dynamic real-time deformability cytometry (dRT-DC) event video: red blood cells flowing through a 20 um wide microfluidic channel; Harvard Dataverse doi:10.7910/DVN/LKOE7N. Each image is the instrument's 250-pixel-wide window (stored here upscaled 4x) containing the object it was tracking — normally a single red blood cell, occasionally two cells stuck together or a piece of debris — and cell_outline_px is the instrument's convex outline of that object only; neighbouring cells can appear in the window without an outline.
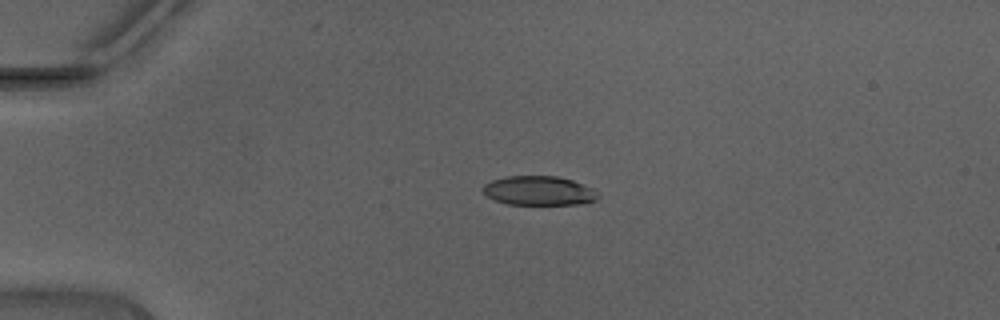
{"species": "Egyptian fruit bat (a non-hibernating species)", "species_latin": "Rousettus aegyptiacus", "temperature_condition": "warm", "stored_images_in_passage": 36, "camera_frame_rate_fps": 3000, "um_per_image_px": 0.085, "animal": {"sex": "male"}, "frame": {"image": 1, "passage_image": 1, "time_ms": 0.0, "image_size_px": [1000, 320], "cell_outline_px": [[600, 196], [596, 200], [584, 204], [508, 204], [496, 200], [488, 196], [480, 188], [484, 184], [492, 180], [504, 176], [556, 176], [572, 180], [592, 188], [600, 192]], "centroid_in_image_um": [45.83, 16.21], "position_along_channel_um": 39.2, "area_um2": 19.71}}
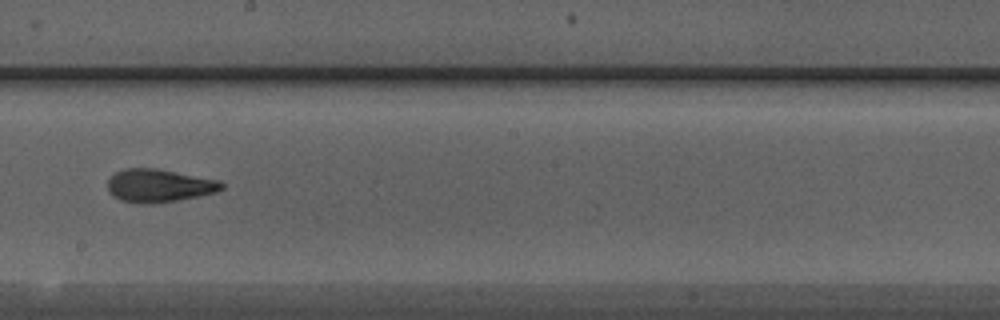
{"frame": {"image": 2, "passage_image": 17, "time_ms": 5.333, "image_size_px": [1000, 320], "cell_outline_px": [[224, 188], [216, 192], [200, 196], [152, 204], [144, 204], [120, 200], [112, 196], [108, 192], [108, 176], [124, 168], [156, 168], [220, 180], [224, 184]], "centroid_in_image_um": [13.5, 15.77], "position_along_channel_um": 234.7, "area_um2": 22.2}}
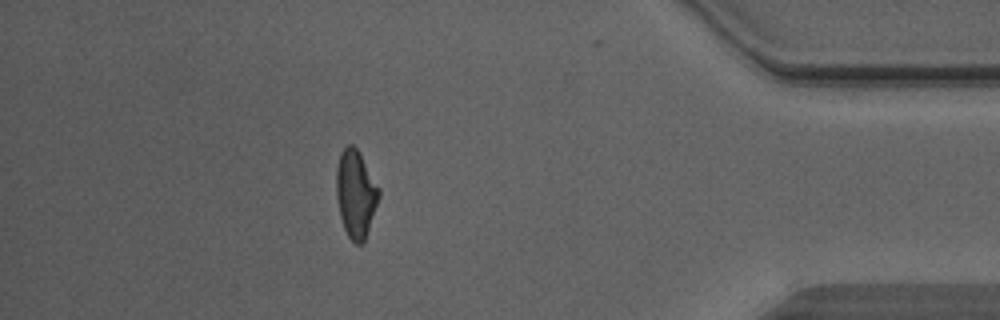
{"frame": {"image": 3, "passage_image": 31, "time_ms": 10.0, "image_size_px": [1000, 320], "cell_outline_px": [[380, 196], [364, 240], [360, 244], [356, 244], [348, 236], [344, 228], [340, 216], [336, 196], [336, 168], [340, 152], [348, 144], [352, 144], [356, 148], [380, 188]], "centroid_in_image_um": [30.22, 16.45], "position_along_channel_um": 405.0, "area_um2": 21.5}, "authors_computed_cell_mechanics": {"area_um2": 21.5016, "velocity_mm_per_s": 4.4856, "shape_relaxation_time_tau1_ms": 3.8018, "shape_relaxation_time_tau2_ms": 2.0956, "deformation_change_tau1": 0.1558, "deformation_change_tau2": 0.1025}}